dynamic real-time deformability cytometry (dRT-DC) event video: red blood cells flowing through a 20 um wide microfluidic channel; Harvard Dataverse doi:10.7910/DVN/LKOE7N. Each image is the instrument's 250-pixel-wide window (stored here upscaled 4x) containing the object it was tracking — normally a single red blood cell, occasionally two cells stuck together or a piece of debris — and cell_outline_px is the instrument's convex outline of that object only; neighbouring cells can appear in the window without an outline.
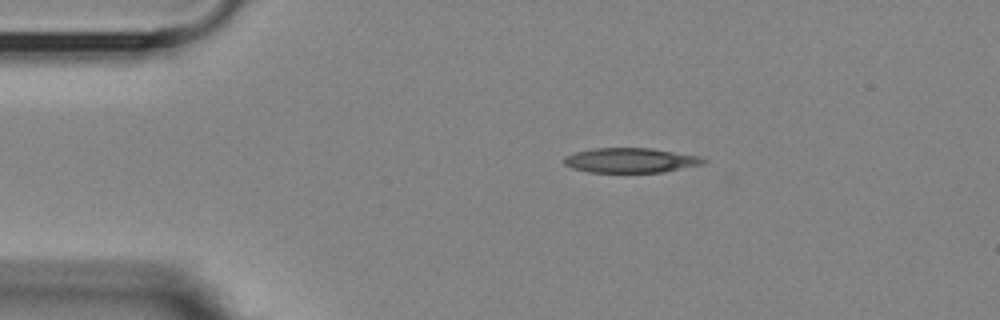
{"species": "Egyptian fruit bat (a non-hibernating species)", "species_latin": "Rousettus aegyptiacus", "temperature_condition": "room temperature", "stored_images_in_passage": 44, "camera_frame_rate_fps": 3000, "um_per_image_px": 0.085, "animal": {"sex": "female"}, "frame": {"image": 1, "passage_image": 1, "time_ms": 0.0, "image_size_px": [1000, 320], "cell_outline_px": [[708, 160], [704, 164], [664, 172], [588, 172], [572, 168], [564, 164], [560, 160], [564, 156], [576, 152], [592, 148], [652, 148], [700, 156]], "centroid_in_image_um": [53.59, 13.62], "position_along_channel_um": 31.4, "area_um2": 20.35}}
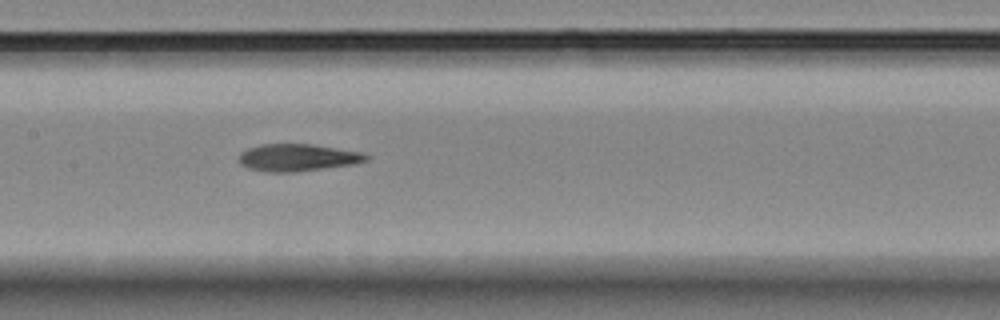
{"frame": {"image": 2, "passage_image": 17, "time_ms": 5.333, "image_size_px": [1000, 320], "cell_outline_px": [[372, 156], [368, 160], [356, 164], [296, 172], [264, 172], [248, 168], [240, 164], [240, 152], [248, 148], [260, 144], [312, 144], [364, 152]], "centroid_in_image_um": [25.35, 13.39], "position_along_channel_um": 182.0, "area_um2": 20.52}}
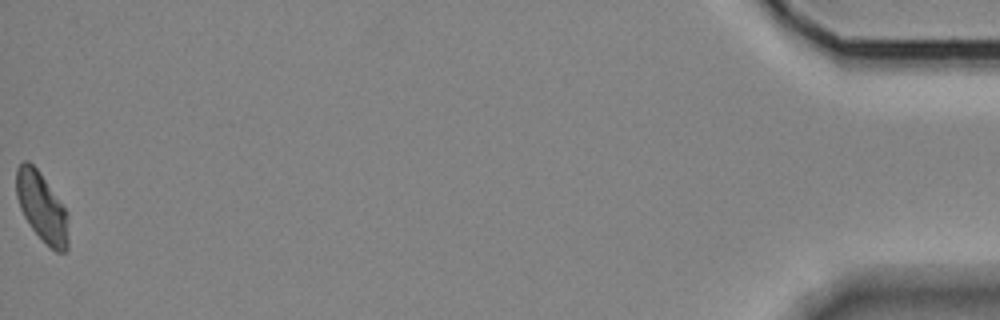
{"frame": {"image": 3, "passage_image": 44, "time_ms": 14.333, "image_size_px": [1000, 320], "cell_outline_px": [[68, 248], [64, 252], [56, 252], [32, 228], [24, 216], [20, 208], [16, 196], [16, 168], [24, 160], [28, 160], [40, 172], [68, 212]], "centroid_in_image_um": [3.56, 17.58], "position_along_channel_um": 431.6, "area_um2": 20.87}, "authors_computed_cell_mechanics": {"area_um2": 20.808, "velocity_mm_per_s": 3.6155, "shape_relaxation_time_tau1_ms": null, "shape_relaxation_time_tau2_ms": 2.9505, "deformation_change_tau1": null, "deformation_change_tau2": 0.0932}}